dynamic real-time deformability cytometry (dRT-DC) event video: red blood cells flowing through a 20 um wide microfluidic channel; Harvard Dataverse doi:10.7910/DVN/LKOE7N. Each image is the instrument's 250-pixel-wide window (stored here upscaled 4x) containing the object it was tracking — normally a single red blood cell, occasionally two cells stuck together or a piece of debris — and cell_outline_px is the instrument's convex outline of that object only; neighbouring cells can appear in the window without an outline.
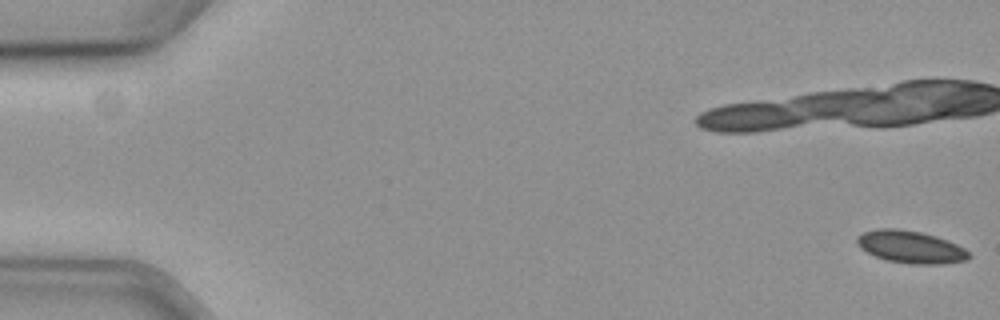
{"species": "common noctule bat (a hibernating species)", "species_latin": "Nyctalus noctula", "temperature_condition": "cold", "stored_images_in_passage": 24, "camera_frame_rate_fps": 3000, "um_per_image_px": 0.085, "animal": {"sex": "female", "body_mass_g": 19.3, "forearm_length_mm": 54.1}, "frame": {"image": 1, "passage_image": 1, "time_ms": 0.0, "image_size_px": [1000, 320], "cell_outline_px": [[972, 256], [968, 260], [940, 264], [912, 264], [888, 260], [876, 256], [860, 248], [856, 240], [856, 236], [864, 232], [876, 228], [896, 228], [920, 232], [936, 236], [948, 240], [964, 248]], "centroid_in_image_um": [77.41, 20.98], "position_along_channel_um": 7.6, "area_um2": 21.1}}